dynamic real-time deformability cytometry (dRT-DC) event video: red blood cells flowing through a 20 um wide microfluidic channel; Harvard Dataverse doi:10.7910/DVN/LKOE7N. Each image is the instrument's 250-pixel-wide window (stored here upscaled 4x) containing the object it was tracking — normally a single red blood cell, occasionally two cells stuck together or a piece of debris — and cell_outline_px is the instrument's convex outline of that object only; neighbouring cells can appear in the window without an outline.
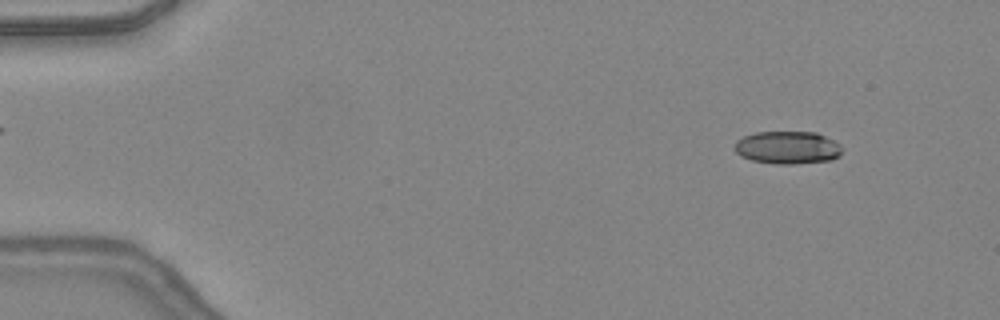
{"species": "common noctule bat (a hibernating species)", "species_latin": "Nyctalus noctula", "temperature_condition": "warm", "stored_images_in_passage": 9, "camera_frame_rate_fps": 3000, "um_per_image_px": 0.085, "animal": {"sex": "female", "body_mass_g": 24.6, "forearm_length_mm": 56.2}, "frame": {"image": 1, "passage_image": 5, "time_ms": 1.333, "image_size_px": [1000, 320], "cell_outline_px": [[840, 156], [832, 160], [792, 164], [776, 164], [752, 160], [740, 156], [736, 152], [736, 140], [744, 136], [756, 132], [816, 132], [840, 144]], "centroid_in_image_um": [66.94, 12.55], "position_along_channel_um": 18.1, "area_um2": 20.4}}